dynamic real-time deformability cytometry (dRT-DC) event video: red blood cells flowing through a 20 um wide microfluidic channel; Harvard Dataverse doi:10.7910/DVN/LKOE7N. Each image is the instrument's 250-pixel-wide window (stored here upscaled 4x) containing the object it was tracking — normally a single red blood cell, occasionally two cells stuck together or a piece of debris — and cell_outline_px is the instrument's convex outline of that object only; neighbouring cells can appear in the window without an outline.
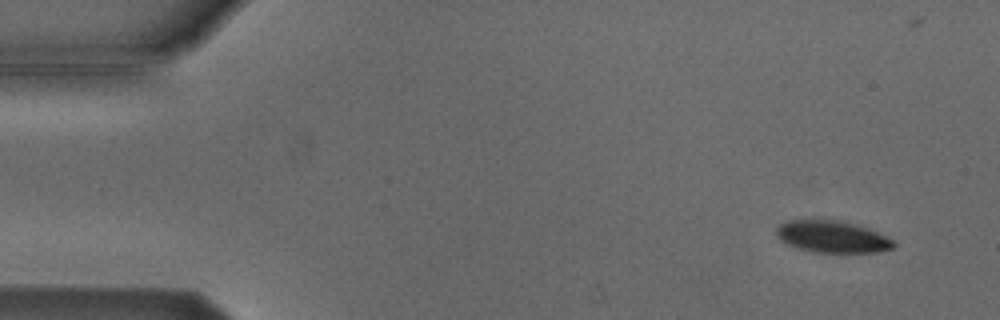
{"species": "Egyptian fruit bat (a non-hibernating species)", "species_latin": "Rousettus aegyptiacus", "temperature_condition": "cold", "stored_images_in_passage": 53, "camera_frame_rate_fps": 3000, "um_per_image_px": 0.085, "animal": {"sex": "male"}, "frame": {"image": 1, "passage_image": 3, "time_ms": 0.667, "image_size_px": [1000, 320], "cell_outline_px": [[896, 244], [892, 248], [876, 252], [812, 252], [784, 244], [776, 236], [776, 228], [780, 224], [788, 220], [840, 220], [856, 224], [868, 228], [888, 236]], "centroid_in_image_um": [70.71, 20.12], "position_along_channel_um": 14.3, "area_um2": 21.91}}
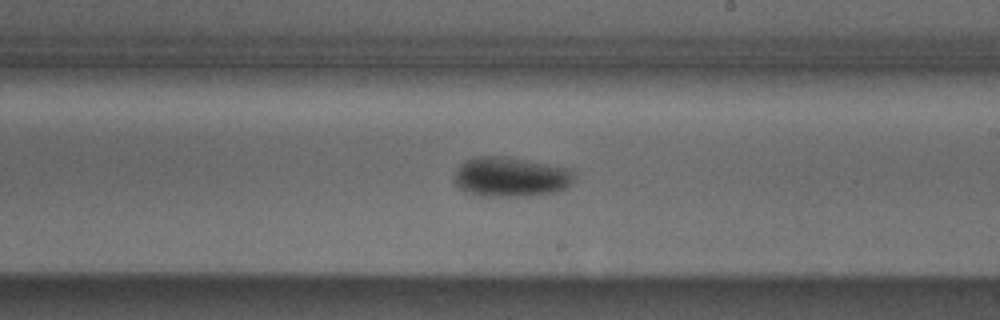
{"frame": {"image": 2, "passage_image": 30, "time_ms": 9.667, "image_size_px": [1000, 320], "cell_outline_px": [[576, 176], [564, 188], [556, 192], [528, 196], [480, 196], [464, 192], [456, 184], [456, 172], [460, 164], [464, 160], [476, 156], [504, 156], [572, 168]], "centroid_in_image_um": [43.42, 15.03], "position_along_channel_um": 245.6, "area_um2": 27.92}}
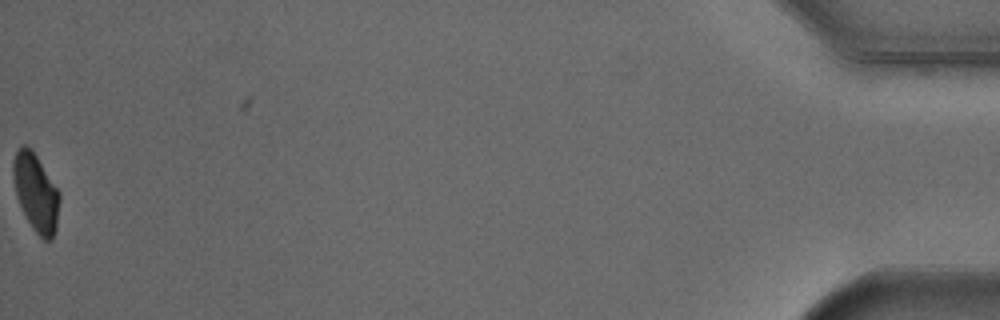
{"frame": {"image": 3, "passage_image": 53, "time_ms": 17.333, "image_size_px": [1000, 320], "cell_outline_px": [[60, 200], [56, 228], [52, 240], [44, 240], [32, 228], [16, 196], [12, 172], [12, 160], [16, 152], [24, 144], [32, 148], [60, 192]], "centroid_in_image_um": [3.05, 16.34], "position_along_channel_um": 432.1, "area_um2": 21.04}, "authors_computed_cell_mechanics": {"area_um2": 24.1604, "velocity_mm_per_s": 3.8152, "shape_relaxation_time_tau1_ms": 2.0311, "shape_relaxation_time_tau2_ms": null, "deformation_change_tau1": 0.0713, "deformation_change_tau2": null}}